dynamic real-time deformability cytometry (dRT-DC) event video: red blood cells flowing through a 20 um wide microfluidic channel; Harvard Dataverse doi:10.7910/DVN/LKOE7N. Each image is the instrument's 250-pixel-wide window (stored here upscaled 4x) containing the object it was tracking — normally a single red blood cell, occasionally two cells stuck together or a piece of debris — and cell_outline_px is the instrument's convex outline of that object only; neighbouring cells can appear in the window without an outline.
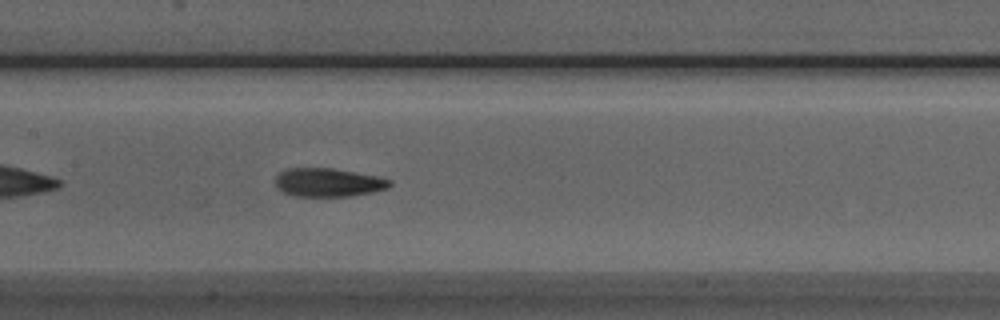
{"species": "Egyptian fruit bat (a non-hibernating species)", "species_latin": "Rousettus aegyptiacus", "temperature_condition": "room temperature", "stored_images_in_passage": 40, "camera_frame_rate_fps": 3000, "um_per_image_px": 0.085, "animal": {"sex": "male"}, "frame": {"image": 1, "passage_image": 12, "time_ms": 3.667, "image_size_px": [1000, 320], "cell_outline_px": [[392, 184], [388, 188], [372, 192], [352, 196], [292, 196], [276, 188], [276, 176], [280, 172], [288, 168], [332, 168], [380, 176], [392, 180]], "centroid_in_image_um": [27.93, 15.5], "position_along_channel_um": 179.5, "area_um2": 19.19}}
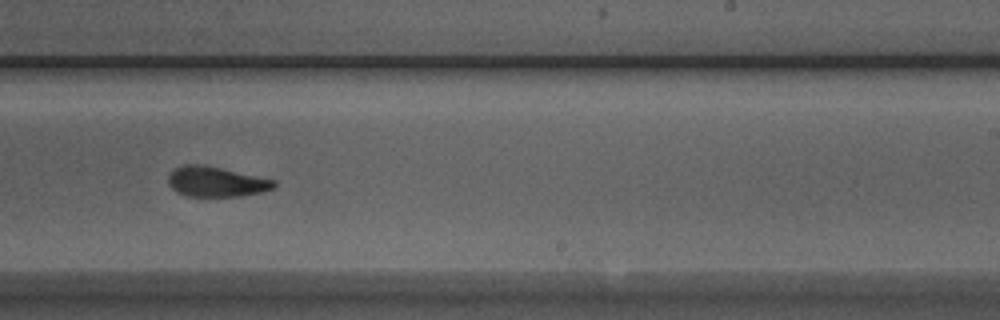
{"frame": {"image": 2, "passage_image": 19, "time_ms": 6.0, "image_size_px": [1000, 320], "cell_outline_px": [[276, 188], [264, 192], [240, 196], [188, 196], [176, 192], [168, 184], [168, 176], [172, 168], [184, 164], [204, 164], [276, 180]], "centroid_in_image_um": [18.37, 15.43], "position_along_channel_um": 270.6, "area_um2": 18.9}}
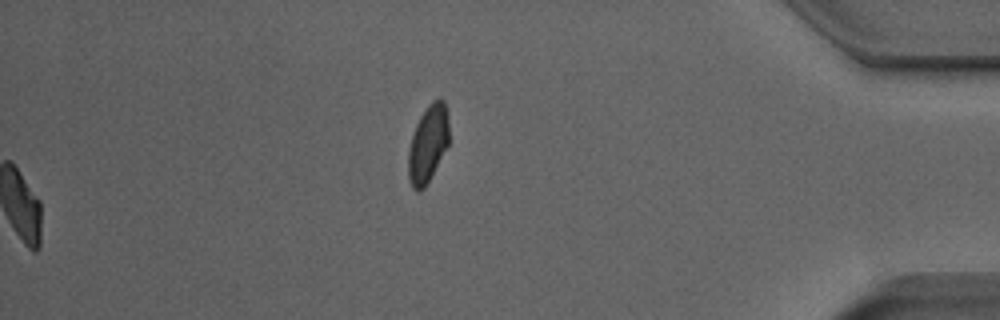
{"frame": {"image": 3, "passage_image": 40, "time_ms": 13.0, "image_size_px": [1000, 320], "cell_outline_px": [[448, 144], [424, 188], [420, 192], [416, 192], [412, 188], [408, 180], [408, 148], [416, 124], [420, 116], [428, 104], [432, 100], [440, 96], [444, 100], [448, 116]], "centroid_in_image_um": [36.35, 12.2], "position_along_channel_um": 398.8, "area_um2": 18.38}, "authors_computed_cell_mechanics": {"area_um2": 19.1318, "velocity_mm_per_s": 3.919, "shape_relaxation_time_tau1_ms": 5.6333, "shape_relaxation_time_tau2_ms": 2.3633, "deformation_change_tau1": 0.206, "deformation_change_tau2": 0.0891}}